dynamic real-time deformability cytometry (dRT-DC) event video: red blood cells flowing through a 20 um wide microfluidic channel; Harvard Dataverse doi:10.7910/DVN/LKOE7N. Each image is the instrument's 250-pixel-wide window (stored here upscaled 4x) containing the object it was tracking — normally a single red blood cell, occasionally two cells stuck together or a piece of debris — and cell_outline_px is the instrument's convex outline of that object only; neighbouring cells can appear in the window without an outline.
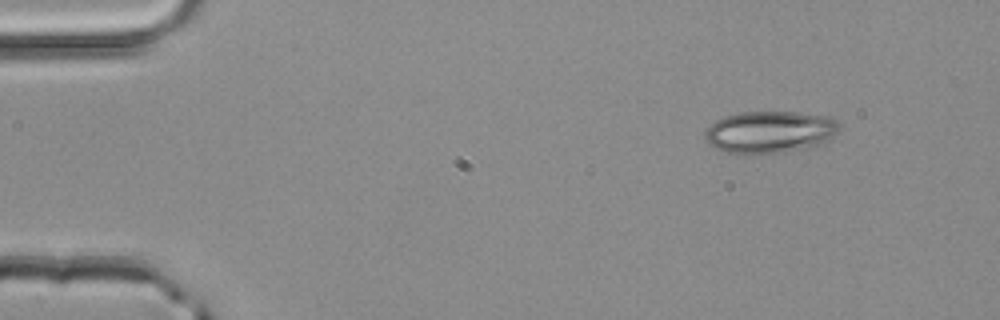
{"species": "common noctule bat (a hibernating species)", "species_latin": "Nyctalus noctula", "temperature_condition": "room temperature", "stored_images_in_passage": 2, "camera_frame_rate_fps": 3000, "um_per_image_px": 0.085, "animal": {"sex": "male", "body_mass_g": 20.4}, "frame": {"image": 1, "passage_image": 1, "time_ms": 0.0, "image_size_px": [1000, 320], "cell_outline_px": [[840, 128], [828, 140], [820, 144], [804, 148], [776, 152], [728, 152], [716, 148], [708, 144], [704, 140], [704, 132], [716, 120], [724, 116], [740, 112], [796, 112], [828, 116], [836, 120], [840, 124]], "centroid_in_image_um": [65.43, 11.18], "position_along_channel_um": 19.6, "area_um2": 32.37}}